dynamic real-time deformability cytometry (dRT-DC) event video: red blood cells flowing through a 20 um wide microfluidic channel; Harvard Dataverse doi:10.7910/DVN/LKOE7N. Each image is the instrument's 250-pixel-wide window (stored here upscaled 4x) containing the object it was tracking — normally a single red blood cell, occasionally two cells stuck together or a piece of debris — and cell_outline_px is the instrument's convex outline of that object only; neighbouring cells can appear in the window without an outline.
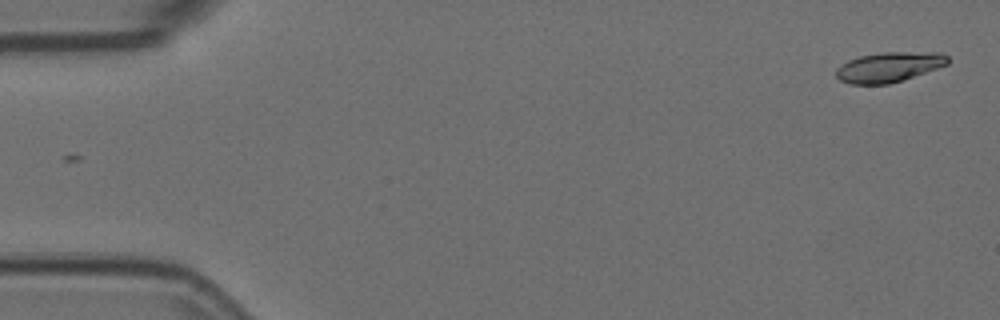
{"species": "Egyptian fruit bat (a non-hibernating species)", "species_latin": "Rousettus aegyptiacus", "temperature_condition": "room temperature", "stored_images_in_passage": 2, "camera_frame_rate_fps": 3000, "um_per_image_px": 0.085, "animal": {"sex": "female"}, "frame": {"image": 1, "passage_image": 2, "time_ms": 0.333, "image_size_px": [1000, 320], "cell_outline_px": [[948, 64], [888, 84], [848, 84], [840, 80], [836, 76], [836, 68], [840, 64], [848, 60], [860, 56], [884, 52], [940, 52], [948, 56]], "centroid_in_image_um": [75.52, 5.69], "position_along_channel_um": 9.5, "area_um2": 19.31}}